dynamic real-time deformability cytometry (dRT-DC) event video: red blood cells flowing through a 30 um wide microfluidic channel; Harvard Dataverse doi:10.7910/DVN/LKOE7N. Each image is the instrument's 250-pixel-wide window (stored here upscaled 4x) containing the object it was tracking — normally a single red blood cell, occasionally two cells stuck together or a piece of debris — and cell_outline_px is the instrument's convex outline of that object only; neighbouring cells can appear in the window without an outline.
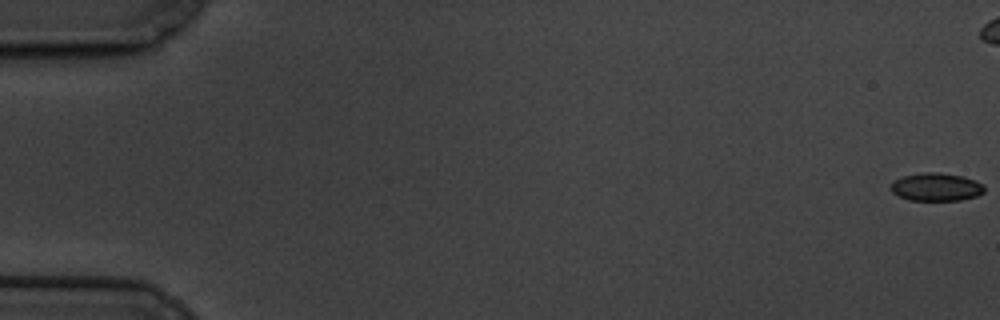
{"species": "common noctule bat (a hibernating species)", "species_latin": "Nyctalus noctula", "temperature_condition": "cold", "stored_images_in_passage": 63, "camera_frame_rate_fps": 3000, "um_per_image_px": 0.085, "animal": {"sex": "male", "body_mass_g": 19.5, "forearm_length_mm": 54.6}, "frame": {"image": 1, "passage_image": 1, "time_ms": 0.0, "image_size_px": [1000, 320], "cell_outline_px": [[984, 192], [976, 196], [960, 200], [908, 200], [892, 192], [888, 188], [892, 180], [900, 176], [924, 172], [940, 172], [960, 176], [976, 180], [984, 184]], "centroid_in_image_um": [79.53, 15.88], "position_along_channel_um": 5.5, "area_um2": 15.49}}
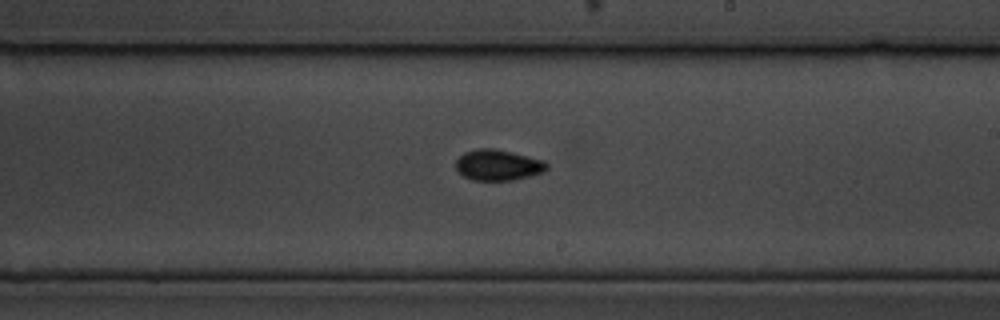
{"frame": {"image": 2, "passage_image": 37, "time_ms": 12.0, "image_size_px": [1000, 320], "cell_outline_px": [[548, 168], [544, 172], [512, 180], [472, 180], [464, 176], [456, 168], [456, 160], [464, 152], [476, 148], [492, 148], [512, 152], [544, 160], [548, 164]], "centroid_in_image_um": [42.34, 14.02], "position_along_channel_um": 246.7, "area_um2": 16.3}}
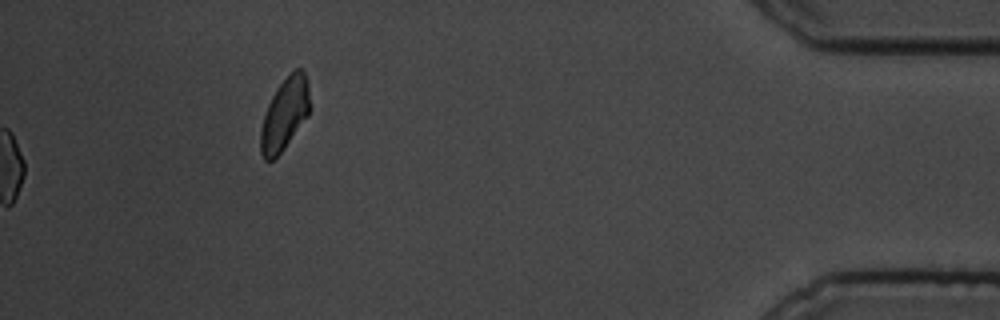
{"frame": {"image": 3, "passage_image": 63, "time_ms": 20.667, "image_size_px": [1000, 320], "cell_outline_px": [[308, 116], [284, 148], [272, 160], [264, 160], [260, 152], [260, 132], [264, 116], [268, 104], [276, 88], [296, 68], [300, 68], [304, 72], [308, 84]], "centroid_in_image_um": [24.17, 9.72], "position_along_channel_um": 411.0, "area_um2": 20.17}, "authors_computed_cell_mechanics": {"area_um2": 15.8372, "velocity_mm_per_s": 3.3238, "shape_relaxation_time_tau1_ms": 4.7315, "shape_relaxation_time_tau2_ms": 2.7817, "deformation_change_tau1": 0.0923, "deformation_change_tau2": 0.0524}}